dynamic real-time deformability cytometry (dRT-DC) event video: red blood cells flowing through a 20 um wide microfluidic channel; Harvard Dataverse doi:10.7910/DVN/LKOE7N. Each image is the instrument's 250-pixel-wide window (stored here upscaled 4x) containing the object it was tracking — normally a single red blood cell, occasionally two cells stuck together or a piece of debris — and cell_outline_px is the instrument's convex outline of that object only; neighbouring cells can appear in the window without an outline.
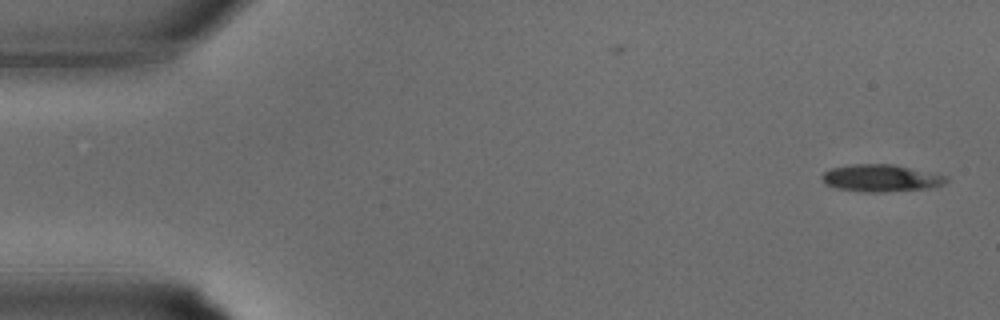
{"species": "common noctule bat (a hibernating species)", "species_latin": "Nyctalus noctula", "temperature_condition": "warm", "stored_images_in_passage": 3, "camera_frame_rate_fps": 3000, "um_per_image_px": 0.085, "animal": {"sex": "male", "body_mass_g": 15.6}, "frame": {"image": 1, "passage_image": 3, "time_ms": 0.667, "image_size_px": [1000, 320], "cell_outline_px": [[948, 180], [944, 184], [928, 188], [884, 192], [864, 192], [836, 188], [824, 184], [820, 176], [824, 172], [832, 168], [852, 164], [892, 164], [948, 176]], "centroid_in_image_um": [74.85, 15.14], "position_along_channel_um": 10.2, "area_um2": 19.65}}